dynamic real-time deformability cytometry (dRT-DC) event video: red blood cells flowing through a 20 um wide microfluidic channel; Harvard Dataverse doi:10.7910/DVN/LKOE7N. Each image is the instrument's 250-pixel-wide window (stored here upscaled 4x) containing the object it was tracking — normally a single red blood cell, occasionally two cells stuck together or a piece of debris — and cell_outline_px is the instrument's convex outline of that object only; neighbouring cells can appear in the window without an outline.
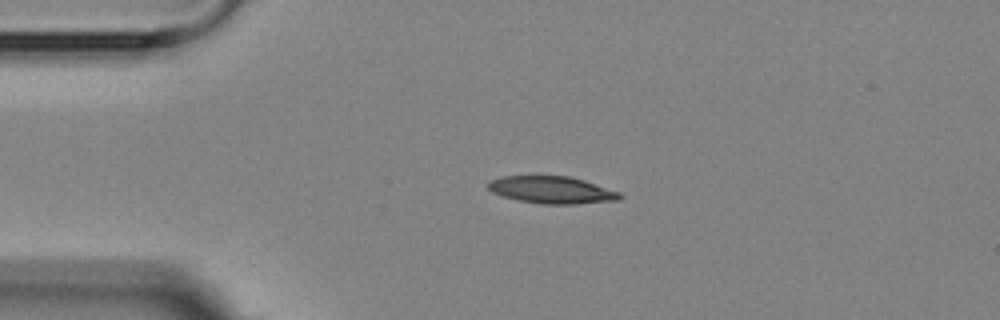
{"species": "Egyptian fruit bat (a non-hibernating species)", "species_latin": "Rousettus aegyptiacus", "temperature_condition": "room temperature", "stored_images_in_passage": 4, "camera_frame_rate_fps": 3000, "um_per_image_px": 0.085, "animal": {"sex": "female"}, "frame": {"image": 1, "passage_image": 2, "time_ms": 2.333, "image_size_px": [1000, 320], "cell_outline_px": [[624, 196], [620, 200], [576, 204], [544, 204], [520, 200], [504, 196], [492, 192], [488, 188], [488, 180], [500, 176], [568, 176], [584, 180], [620, 192]], "centroid_in_image_um": [46.93, 16.14], "position_along_channel_um": 38.1, "area_um2": 20.87}}
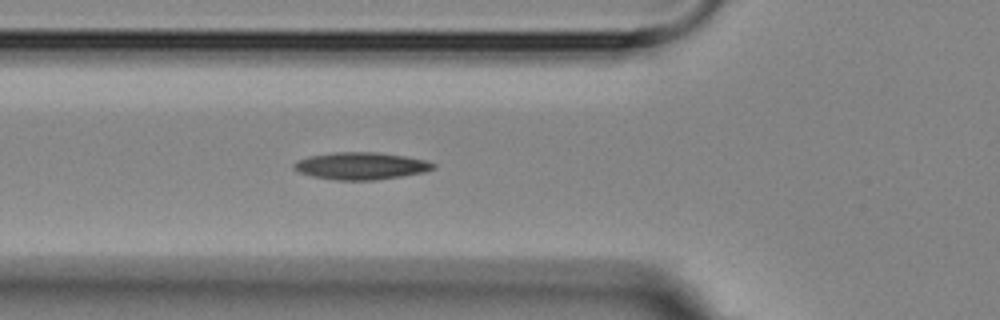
{"frame": {"image": 2, "passage_image": 4, "time_ms": 4.667, "image_size_px": [1000, 320], "cell_outline_px": [[436, 168], [424, 172], [376, 180], [336, 180], [312, 176], [300, 172], [292, 168], [292, 164], [308, 156], [332, 152], [376, 152], [404, 156], [424, 160], [436, 164]], "centroid_in_image_um": [30.67, 14.1], "position_along_channel_um": 95.1, "area_um2": 22.02}}